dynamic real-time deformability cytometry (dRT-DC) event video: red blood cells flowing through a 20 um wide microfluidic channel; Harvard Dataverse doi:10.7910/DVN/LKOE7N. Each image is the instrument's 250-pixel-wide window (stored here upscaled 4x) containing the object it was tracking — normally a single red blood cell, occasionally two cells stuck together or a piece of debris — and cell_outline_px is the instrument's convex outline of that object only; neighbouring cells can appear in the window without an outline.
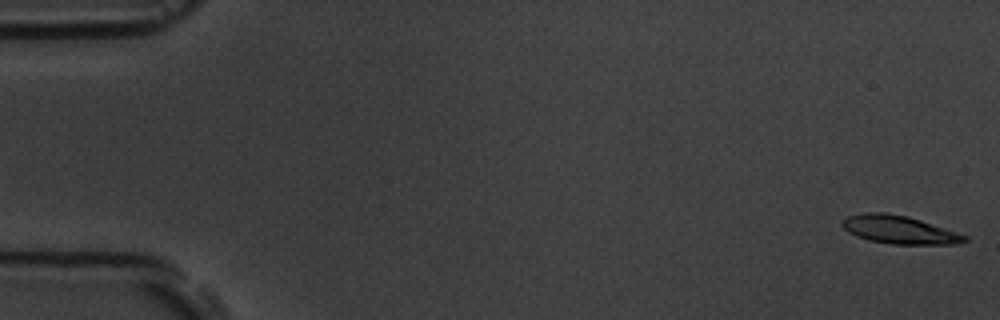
{"species": "common noctule bat (a hibernating species)", "species_latin": "Nyctalus noctula", "temperature_condition": "room temperature", "stored_images_in_passage": 54, "camera_frame_rate_fps": 3000, "um_per_image_px": 0.085, "animal": {"sex": "male", "body_mass_g": 19.5, "forearm_length_mm": 54.6}, "frame": {"image": 1, "passage_image": 1, "time_ms": 0.0, "image_size_px": [1000, 320], "cell_outline_px": [[968, 240], [956, 244], [892, 244], [868, 240], [856, 236], [848, 232], [840, 224], [840, 220], [848, 216], [864, 212], [884, 212], [908, 216], [968, 236]], "centroid_in_image_um": [76.38, 19.52], "position_along_channel_um": 8.6, "area_um2": 20.06}}
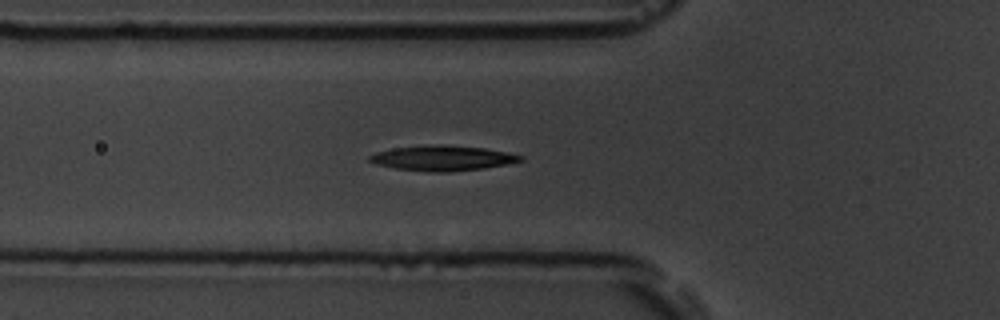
{"frame": {"image": 2, "passage_image": 19, "time_ms": 6.0, "image_size_px": [1000, 320], "cell_outline_px": [[524, 160], [484, 168], [448, 172], [432, 172], [396, 168], [376, 164], [368, 160], [368, 156], [376, 152], [392, 148], [436, 144], [444, 144], [484, 148], [508, 152], [524, 156]], "centroid_in_image_um": [37.61, 13.43], "position_along_channel_um": 88.2, "area_um2": 22.08}}
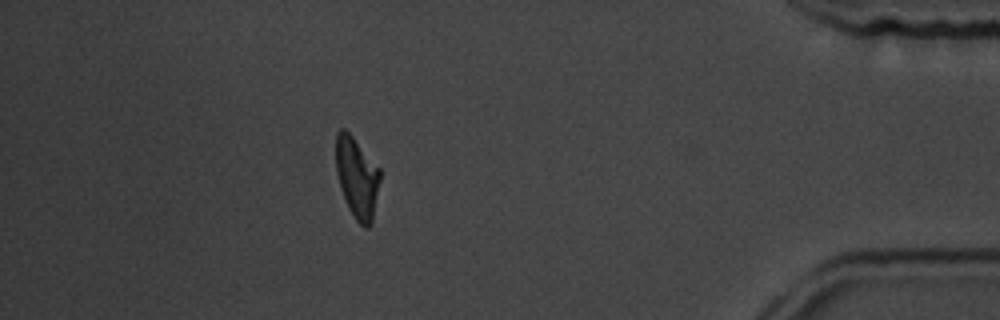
{"frame": {"image": 3, "passage_image": 48, "time_ms": 15.667, "image_size_px": [1000, 320], "cell_outline_px": [[380, 180], [372, 224], [368, 228], [364, 228], [356, 220], [348, 208], [340, 188], [336, 172], [336, 132], [340, 128], [344, 128], [352, 136], [380, 168]], "centroid_in_image_um": [30.34, 15.11], "position_along_channel_um": 404.9, "area_um2": 20.92}, "authors_computed_cell_mechanics": {"area_um2": 21.1259, "velocity_mm_per_s": 3.7579, "shape_relaxation_time_tau1_ms": 3.3235, "shape_relaxation_time_tau2_ms": 3.6941, "deformation_change_tau1": 0.1791, "deformation_change_tau2": 0.1225}}